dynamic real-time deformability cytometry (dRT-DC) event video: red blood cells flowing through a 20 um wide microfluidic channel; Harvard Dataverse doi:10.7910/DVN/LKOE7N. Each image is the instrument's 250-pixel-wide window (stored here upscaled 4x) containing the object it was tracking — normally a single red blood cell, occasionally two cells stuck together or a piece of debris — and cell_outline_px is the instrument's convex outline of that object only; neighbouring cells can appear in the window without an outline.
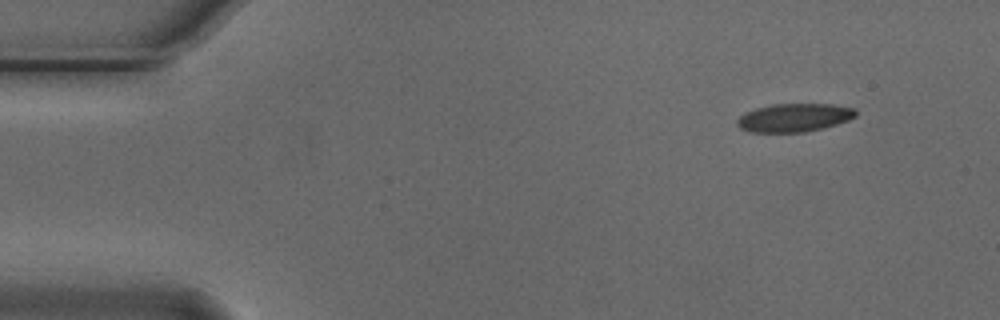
{"species": "Egyptian fruit bat (a non-hibernating species)", "species_latin": "Rousettus aegyptiacus", "temperature_condition": "cold", "stored_images_in_passage": 5, "camera_frame_rate_fps": 3000, "um_per_image_px": 0.085, "animal": {"sex": "male"}, "frame": {"image": 1, "passage_image": 1, "time_ms": 0.0, "image_size_px": [1000, 320], "cell_outline_px": [[856, 116], [848, 120], [824, 128], [804, 132], [748, 132], [740, 128], [736, 124], [736, 120], [740, 116], [756, 108], [772, 104], [832, 104], [856, 108]], "centroid_in_image_um": [67.51, 10.0], "position_along_channel_um": 17.5, "area_um2": 19.59}}
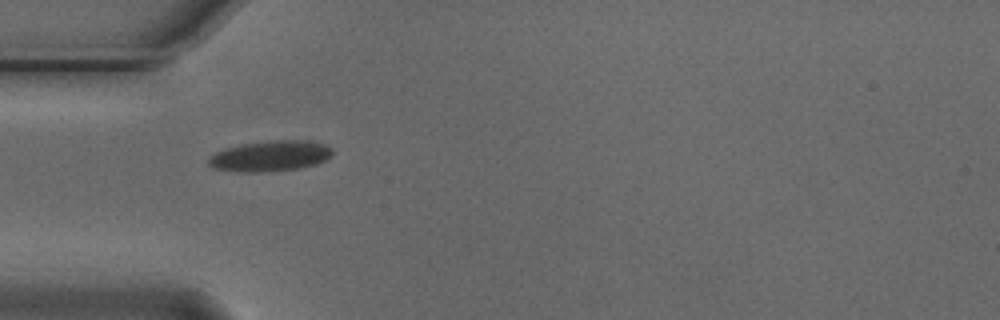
{"frame": {"image": 2, "passage_image": 4, "time_ms": 1.0, "image_size_px": [1000, 320], "cell_outline_px": [[332, 156], [316, 164], [296, 168], [260, 172], [236, 172], [212, 168], [208, 164], [208, 160], [216, 152], [224, 148], [240, 144], [268, 140], [308, 140], [324, 144], [332, 148]], "centroid_in_image_um": [22.95, 13.25], "position_along_channel_um": 62.1, "area_um2": 22.2}}
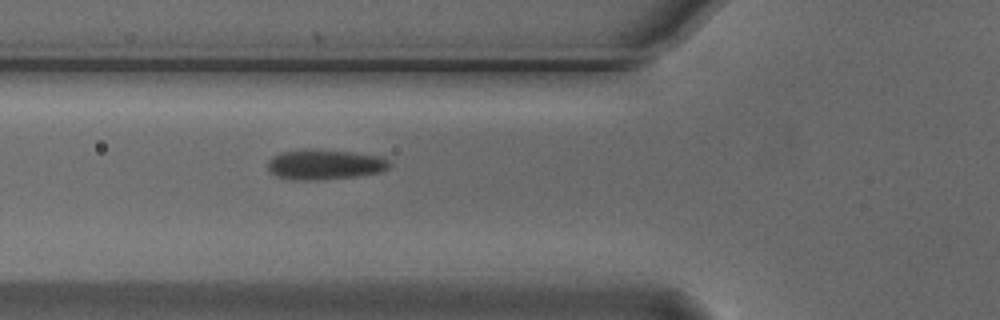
{"frame": {"image": 3, "passage_image": 5, "time_ms": 1.333, "image_size_px": [1000, 320], "cell_outline_px": [[392, 164], [388, 168], [380, 172], [356, 176], [316, 180], [296, 180], [276, 176], [268, 168], [268, 160], [272, 156], [280, 152], [308, 148], [352, 152], [380, 156], [388, 160]], "centroid_in_image_um": [27.59, 13.97], "position_along_channel_um": 98.2, "area_um2": 21.44}}